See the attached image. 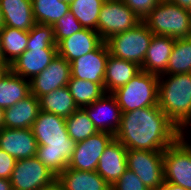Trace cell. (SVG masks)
Here are the masks:
<instances>
[{
	"label": "cell",
	"mask_w": 191,
	"mask_h": 190,
	"mask_svg": "<svg viewBox=\"0 0 191 190\" xmlns=\"http://www.w3.org/2000/svg\"><path fill=\"white\" fill-rule=\"evenodd\" d=\"M114 137L127 149L164 151L177 140V127L158 105L144 107L122 113Z\"/></svg>",
	"instance_id": "1"
},
{
	"label": "cell",
	"mask_w": 191,
	"mask_h": 190,
	"mask_svg": "<svg viewBox=\"0 0 191 190\" xmlns=\"http://www.w3.org/2000/svg\"><path fill=\"white\" fill-rule=\"evenodd\" d=\"M31 130L38 144L35 157L58 176L68 167L76 146L67 132L66 119L40 110Z\"/></svg>",
	"instance_id": "2"
},
{
	"label": "cell",
	"mask_w": 191,
	"mask_h": 190,
	"mask_svg": "<svg viewBox=\"0 0 191 190\" xmlns=\"http://www.w3.org/2000/svg\"><path fill=\"white\" fill-rule=\"evenodd\" d=\"M158 106L178 128L191 113V73L160 75Z\"/></svg>",
	"instance_id": "3"
},
{
	"label": "cell",
	"mask_w": 191,
	"mask_h": 190,
	"mask_svg": "<svg viewBox=\"0 0 191 190\" xmlns=\"http://www.w3.org/2000/svg\"><path fill=\"white\" fill-rule=\"evenodd\" d=\"M143 22L157 36H168L174 39L191 36L190 11L169 0H160Z\"/></svg>",
	"instance_id": "4"
},
{
	"label": "cell",
	"mask_w": 191,
	"mask_h": 190,
	"mask_svg": "<svg viewBox=\"0 0 191 190\" xmlns=\"http://www.w3.org/2000/svg\"><path fill=\"white\" fill-rule=\"evenodd\" d=\"M159 76L140 71L127 84L111 94L121 108V112L158 105Z\"/></svg>",
	"instance_id": "5"
},
{
	"label": "cell",
	"mask_w": 191,
	"mask_h": 190,
	"mask_svg": "<svg viewBox=\"0 0 191 190\" xmlns=\"http://www.w3.org/2000/svg\"><path fill=\"white\" fill-rule=\"evenodd\" d=\"M153 35L147 25L141 21L134 28L115 34L105 42L110 55L136 63L141 67Z\"/></svg>",
	"instance_id": "6"
},
{
	"label": "cell",
	"mask_w": 191,
	"mask_h": 190,
	"mask_svg": "<svg viewBox=\"0 0 191 190\" xmlns=\"http://www.w3.org/2000/svg\"><path fill=\"white\" fill-rule=\"evenodd\" d=\"M141 20L122 0H106L98 16L97 32L105 42L111 36L134 28Z\"/></svg>",
	"instance_id": "7"
},
{
	"label": "cell",
	"mask_w": 191,
	"mask_h": 190,
	"mask_svg": "<svg viewBox=\"0 0 191 190\" xmlns=\"http://www.w3.org/2000/svg\"><path fill=\"white\" fill-rule=\"evenodd\" d=\"M164 151L127 149V168L133 171L149 190L164 183Z\"/></svg>",
	"instance_id": "8"
},
{
	"label": "cell",
	"mask_w": 191,
	"mask_h": 190,
	"mask_svg": "<svg viewBox=\"0 0 191 190\" xmlns=\"http://www.w3.org/2000/svg\"><path fill=\"white\" fill-rule=\"evenodd\" d=\"M56 178L57 176L34 156L16 160L10 181L12 190H40Z\"/></svg>",
	"instance_id": "9"
},
{
	"label": "cell",
	"mask_w": 191,
	"mask_h": 190,
	"mask_svg": "<svg viewBox=\"0 0 191 190\" xmlns=\"http://www.w3.org/2000/svg\"><path fill=\"white\" fill-rule=\"evenodd\" d=\"M164 182L191 190V148L178 140L164 150Z\"/></svg>",
	"instance_id": "10"
},
{
	"label": "cell",
	"mask_w": 191,
	"mask_h": 190,
	"mask_svg": "<svg viewBox=\"0 0 191 190\" xmlns=\"http://www.w3.org/2000/svg\"><path fill=\"white\" fill-rule=\"evenodd\" d=\"M114 138L113 134L97 132L86 140L76 142L68 168L79 171H96L101 155Z\"/></svg>",
	"instance_id": "11"
},
{
	"label": "cell",
	"mask_w": 191,
	"mask_h": 190,
	"mask_svg": "<svg viewBox=\"0 0 191 190\" xmlns=\"http://www.w3.org/2000/svg\"><path fill=\"white\" fill-rule=\"evenodd\" d=\"M70 79V63L57 54L41 73L30 80V94L39 99L51 91L67 86Z\"/></svg>",
	"instance_id": "12"
},
{
	"label": "cell",
	"mask_w": 191,
	"mask_h": 190,
	"mask_svg": "<svg viewBox=\"0 0 191 190\" xmlns=\"http://www.w3.org/2000/svg\"><path fill=\"white\" fill-rule=\"evenodd\" d=\"M109 54L108 46L103 41L94 51L70 62L71 77L98 83L104 88L106 62Z\"/></svg>",
	"instance_id": "13"
},
{
	"label": "cell",
	"mask_w": 191,
	"mask_h": 190,
	"mask_svg": "<svg viewBox=\"0 0 191 190\" xmlns=\"http://www.w3.org/2000/svg\"><path fill=\"white\" fill-rule=\"evenodd\" d=\"M98 132L115 135L121 124V108L111 93H105L91 105L83 107Z\"/></svg>",
	"instance_id": "14"
},
{
	"label": "cell",
	"mask_w": 191,
	"mask_h": 190,
	"mask_svg": "<svg viewBox=\"0 0 191 190\" xmlns=\"http://www.w3.org/2000/svg\"><path fill=\"white\" fill-rule=\"evenodd\" d=\"M37 141L31 129H0V149L14 157L22 160L34 157L37 151Z\"/></svg>",
	"instance_id": "15"
},
{
	"label": "cell",
	"mask_w": 191,
	"mask_h": 190,
	"mask_svg": "<svg viewBox=\"0 0 191 190\" xmlns=\"http://www.w3.org/2000/svg\"><path fill=\"white\" fill-rule=\"evenodd\" d=\"M58 54L57 49H42V47H27L10 69L24 79L31 80L41 73Z\"/></svg>",
	"instance_id": "16"
},
{
	"label": "cell",
	"mask_w": 191,
	"mask_h": 190,
	"mask_svg": "<svg viewBox=\"0 0 191 190\" xmlns=\"http://www.w3.org/2000/svg\"><path fill=\"white\" fill-rule=\"evenodd\" d=\"M127 169V148L115 138L101 155L96 172L111 186Z\"/></svg>",
	"instance_id": "17"
},
{
	"label": "cell",
	"mask_w": 191,
	"mask_h": 190,
	"mask_svg": "<svg viewBox=\"0 0 191 190\" xmlns=\"http://www.w3.org/2000/svg\"><path fill=\"white\" fill-rule=\"evenodd\" d=\"M102 42L103 40L96 30L83 28L62 39L57 44V52L70 63L76 58L94 51Z\"/></svg>",
	"instance_id": "18"
},
{
	"label": "cell",
	"mask_w": 191,
	"mask_h": 190,
	"mask_svg": "<svg viewBox=\"0 0 191 190\" xmlns=\"http://www.w3.org/2000/svg\"><path fill=\"white\" fill-rule=\"evenodd\" d=\"M40 112L39 99L30 94L4 112V127L13 129H31Z\"/></svg>",
	"instance_id": "19"
},
{
	"label": "cell",
	"mask_w": 191,
	"mask_h": 190,
	"mask_svg": "<svg viewBox=\"0 0 191 190\" xmlns=\"http://www.w3.org/2000/svg\"><path fill=\"white\" fill-rule=\"evenodd\" d=\"M175 40L168 36L153 35L141 70L158 76L162 75L167 70Z\"/></svg>",
	"instance_id": "20"
},
{
	"label": "cell",
	"mask_w": 191,
	"mask_h": 190,
	"mask_svg": "<svg viewBox=\"0 0 191 190\" xmlns=\"http://www.w3.org/2000/svg\"><path fill=\"white\" fill-rule=\"evenodd\" d=\"M4 26L30 31L36 24L31 0H0Z\"/></svg>",
	"instance_id": "21"
},
{
	"label": "cell",
	"mask_w": 191,
	"mask_h": 190,
	"mask_svg": "<svg viewBox=\"0 0 191 190\" xmlns=\"http://www.w3.org/2000/svg\"><path fill=\"white\" fill-rule=\"evenodd\" d=\"M140 71L141 67L136 63L116 58L109 54L104 77L105 92L112 93L124 86Z\"/></svg>",
	"instance_id": "22"
},
{
	"label": "cell",
	"mask_w": 191,
	"mask_h": 190,
	"mask_svg": "<svg viewBox=\"0 0 191 190\" xmlns=\"http://www.w3.org/2000/svg\"><path fill=\"white\" fill-rule=\"evenodd\" d=\"M57 179L64 190H111V185L96 171H79L67 167Z\"/></svg>",
	"instance_id": "23"
},
{
	"label": "cell",
	"mask_w": 191,
	"mask_h": 190,
	"mask_svg": "<svg viewBox=\"0 0 191 190\" xmlns=\"http://www.w3.org/2000/svg\"><path fill=\"white\" fill-rule=\"evenodd\" d=\"M30 95V80L9 69L0 79V107L6 109Z\"/></svg>",
	"instance_id": "24"
},
{
	"label": "cell",
	"mask_w": 191,
	"mask_h": 190,
	"mask_svg": "<svg viewBox=\"0 0 191 190\" xmlns=\"http://www.w3.org/2000/svg\"><path fill=\"white\" fill-rule=\"evenodd\" d=\"M2 61L9 66L26 51L29 31H24L9 26L0 30Z\"/></svg>",
	"instance_id": "25"
},
{
	"label": "cell",
	"mask_w": 191,
	"mask_h": 190,
	"mask_svg": "<svg viewBox=\"0 0 191 190\" xmlns=\"http://www.w3.org/2000/svg\"><path fill=\"white\" fill-rule=\"evenodd\" d=\"M40 110L68 118L78 109L67 86L58 88L39 98Z\"/></svg>",
	"instance_id": "26"
},
{
	"label": "cell",
	"mask_w": 191,
	"mask_h": 190,
	"mask_svg": "<svg viewBox=\"0 0 191 190\" xmlns=\"http://www.w3.org/2000/svg\"><path fill=\"white\" fill-rule=\"evenodd\" d=\"M36 23L54 25L70 11L69 3L62 0H31Z\"/></svg>",
	"instance_id": "27"
},
{
	"label": "cell",
	"mask_w": 191,
	"mask_h": 190,
	"mask_svg": "<svg viewBox=\"0 0 191 190\" xmlns=\"http://www.w3.org/2000/svg\"><path fill=\"white\" fill-rule=\"evenodd\" d=\"M67 87L78 108L91 105L106 93L104 88L98 83L73 77L69 80Z\"/></svg>",
	"instance_id": "28"
},
{
	"label": "cell",
	"mask_w": 191,
	"mask_h": 190,
	"mask_svg": "<svg viewBox=\"0 0 191 190\" xmlns=\"http://www.w3.org/2000/svg\"><path fill=\"white\" fill-rule=\"evenodd\" d=\"M182 73H191V36L175 40L167 70L163 74Z\"/></svg>",
	"instance_id": "29"
},
{
	"label": "cell",
	"mask_w": 191,
	"mask_h": 190,
	"mask_svg": "<svg viewBox=\"0 0 191 190\" xmlns=\"http://www.w3.org/2000/svg\"><path fill=\"white\" fill-rule=\"evenodd\" d=\"M106 0H73L70 11L84 28L97 31L98 16L100 9Z\"/></svg>",
	"instance_id": "30"
},
{
	"label": "cell",
	"mask_w": 191,
	"mask_h": 190,
	"mask_svg": "<svg viewBox=\"0 0 191 190\" xmlns=\"http://www.w3.org/2000/svg\"><path fill=\"white\" fill-rule=\"evenodd\" d=\"M66 127L70 138L75 142L86 140L98 132L83 108H78L66 118Z\"/></svg>",
	"instance_id": "31"
},
{
	"label": "cell",
	"mask_w": 191,
	"mask_h": 190,
	"mask_svg": "<svg viewBox=\"0 0 191 190\" xmlns=\"http://www.w3.org/2000/svg\"><path fill=\"white\" fill-rule=\"evenodd\" d=\"M27 47H42V49H57L53 25L36 23L29 31Z\"/></svg>",
	"instance_id": "32"
},
{
	"label": "cell",
	"mask_w": 191,
	"mask_h": 190,
	"mask_svg": "<svg viewBox=\"0 0 191 190\" xmlns=\"http://www.w3.org/2000/svg\"><path fill=\"white\" fill-rule=\"evenodd\" d=\"M84 27L81 23L76 19L71 11H69L66 15L60 18L54 25V37L56 44H58L62 39H65L77 31L82 30Z\"/></svg>",
	"instance_id": "33"
},
{
	"label": "cell",
	"mask_w": 191,
	"mask_h": 190,
	"mask_svg": "<svg viewBox=\"0 0 191 190\" xmlns=\"http://www.w3.org/2000/svg\"><path fill=\"white\" fill-rule=\"evenodd\" d=\"M111 190H149L139 177L130 169H126L121 177L111 186Z\"/></svg>",
	"instance_id": "34"
},
{
	"label": "cell",
	"mask_w": 191,
	"mask_h": 190,
	"mask_svg": "<svg viewBox=\"0 0 191 190\" xmlns=\"http://www.w3.org/2000/svg\"><path fill=\"white\" fill-rule=\"evenodd\" d=\"M143 21L160 0H122Z\"/></svg>",
	"instance_id": "35"
},
{
	"label": "cell",
	"mask_w": 191,
	"mask_h": 190,
	"mask_svg": "<svg viewBox=\"0 0 191 190\" xmlns=\"http://www.w3.org/2000/svg\"><path fill=\"white\" fill-rule=\"evenodd\" d=\"M16 159L0 149V178L9 179L15 168Z\"/></svg>",
	"instance_id": "36"
},
{
	"label": "cell",
	"mask_w": 191,
	"mask_h": 190,
	"mask_svg": "<svg viewBox=\"0 0 191 190\" xmlns=\"http://www.w3.org/2000/svg\"><path fill=\"white\" fill-rule=\"evenodd\" d=\"M191 113L190 115L183 121V123L177 128V140L186 147L191 148V143L189 142V138L186 133L191 130ZM185 134V135H184ZM185 137H188L186 140Z\"/></svg>",
	"instance_id": "37"
},
{
	"label": "cell",
	"mask_w": 191,
	"mask_h": 190,
	"mask_svg": "<svg viewBox=\"0 0 191 190\" xmlns=\"http://www.w3.org/2000/svg\"><path fill=\"white\" fill-rule=\"evenodd\" d=\"M40 190H64L63 185L56 178L52 183L43 186Z\"/></svg>",
	"instance_id": "38"
},
{
	"label": "cell",
	"mask_w": 191,
	"mask_h": 190,
	"mask_svg": "<svg viewBox=\"0 0 191 190\" xmlns=\"http://www.w3.org/2000/svg\"><path fill=\"white\" fill-rule=\"evenodd\" d=\"M157 190H186V189L176 184L164 182L162 186Z\"/></svg>",
	"instance_id": "39"
},
{
	"label": "cell",
	"mask_w": 191,
	"mask_h": 190,
	"mask_svg": "<svg viewBox=\"0 0 191 190\" xmlns=\"http://www.w3.org/2000/svg\"><path fill=\"white\" fill-rule=\"evenodd\" d=\"M183 9L191 10V0H169Z\"/></svg>",
	"instance_id": "40"
},
{
	"label": "cell",
	"mask_w": 191,
	"mask_h": 190,
	"mask_svg": "<svg viewBox=\"0 0 191 190\" xmlns=\"http://www.w3.org/2000/svg\"><path fill=\"white\" fill-rule=\"evenodd\" d=\"M0 190H12L11 181L0 178Z\"/></svg>",
	"instance_id": "41"
},
{
	"label": "cell",
	"mask_w": 191,
	"mask_h": 190,
	"mask_svg": "<svg viewBox=\"0 0 191 190\" xmlns=\"http://www.w3.org/2000/svg\"><path fill=\"white\" fill-rule=\"evenodd\" d=\"M10 69V66L6 64L4 61L0 60V79L4 76V74Z\"/></svg>",
	"instance_id": "42"
},
{
	"label": "cell",
	"mask_w": 191,
	"mask_h": 190,
	"mask_svg": "<svg viewBox=\"0 0 191 190\" xmlns=\"http://www.w3.org/2000/svg\"><path fill=\"white\" fill-rule=\"evenodd\" d=\"M4 112L5 109L0 107V129L4 127Z\"/></svg>",
	"instance_id": "43"
},
{
	"label": "cell",
	"mask_w": 191,
	"mask_h": 190,
	"mask_svg": "<svg viewBox=\"0 0 191 190\" xmlns=\"http://www.w3.org/2000/svg\"><path fill=\"white\" fill-rule=\"evenodd\" d=\"M4 27V17H3V13L2 10L0 8V30Z\"/></svg>",
	"instance_id": "44"
},
{
	"label": "cell",
	"mask_w": 191,
	"mask_h": 190,
	"mask_svg": "<svg viewBox=\"0 0 191 190\" xmlns=\"http://www.w3.org/2000/svg\"><path fill=\"white\" fill-rule=\"evenodd\" d=\"M0 60H2V53H1V36H0Z\"/></svg>",
	"instance_id": "45"
},
{
	"label": "cell",
	"mask_w": 191,
	"mask_h": 190,
	"mask_svg": "<svg viewBox=\"0 0 191 190\" xmlns=\"http://www.w3.org/2000/svg\"><path fill=\"white\" fill-rule=\"evenodd\" d=\"M62 1L67 2V3L70 4L73 0H62Z\"/></svg>",
	"instance_id": "46"
}]
</instances>
